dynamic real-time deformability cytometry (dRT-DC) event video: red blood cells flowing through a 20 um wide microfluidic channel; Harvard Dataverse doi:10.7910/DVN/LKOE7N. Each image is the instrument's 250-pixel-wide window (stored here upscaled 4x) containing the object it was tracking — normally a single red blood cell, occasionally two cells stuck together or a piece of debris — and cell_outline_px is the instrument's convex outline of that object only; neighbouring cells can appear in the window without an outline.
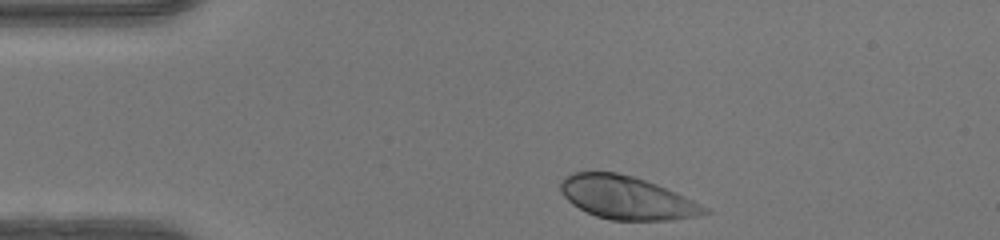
{"species": "human", "species_latin": "Homo sapiens", "temperature_condition": "warm", "stored_images_in_passage": 32, "camera_frame_rate_fps": 3000, "um_per_image_px": 0.085, "donor": {"sex": "female"}, "frame": {"image": 1, "passage_image": 1, "time_ms": 0.0, "image_size_px": [1000, 240], "cell_outline_px": [[712, 212], [696, 216], [672, 220], [612, 220], [596, 216], [572, 204], [560, 192], [560, 180], [564, 176], [572, 172], [616, 172], [632, 176], [656, 184], [676, 192], [708, 208]], "centroid_in_image_um": [53.25, 16.8], "position_along_channel_um": 31.8, "area_um2": 36.01}}
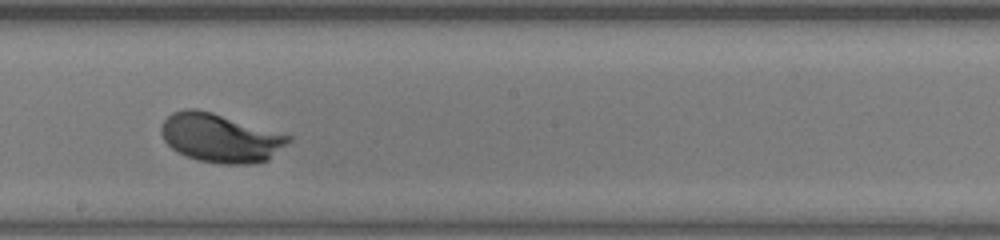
{"frame": {"image": 2, "passage_image": 19, "time_ms": 6.0, "image_size_px": [1000, 240], "cell_outline_px": [[292, 140], [268, 160], [252, 164], [220, 164], [196, 160], [176, 152], [164, 140], [160, 132], [160, 128], [164, 120], [172, 112], [184, 108], [196, 108], [212, 112], [292, 136]], "centroid_in_image_um": [18.71, 11.73], "position_along_channel_um": 229.5, "area_um2": 36.3}}
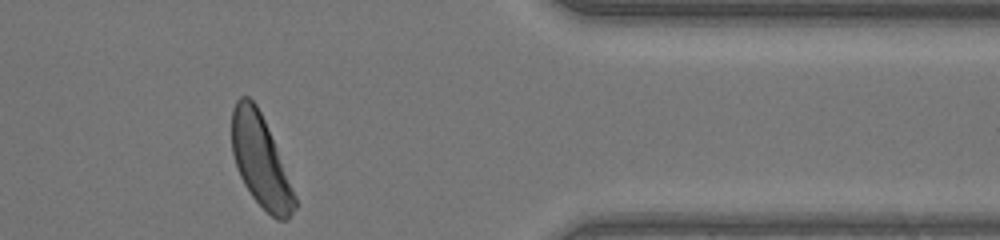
{"frame": {"image": 3, "passage_image": 32, "time_ms": 10.333, "image_size_px": [1000, 240], "cell_outline_px": [[296, 208], [288, 220], [276, 220], [252, 196], [244, 184], [240, 176], [232, 152], [232, 108], [236, 100], [240, 96], [248, 96], [256, 104], [264, 120], [296, 196]], "centroid_in_image_um": [22.13, 13.68], "position_along_channel_um": 389.3, "area_um2": 33.0}, "authors_computed_cell_mechanics": {"area_um2": 35.3736, "velocity_mm_per_s": 4.1821, "shape_relaxation_time_tau1_ms": 1.4093, "shape_relaxation_time_tau2_ms": null, "deformation_change_tau1": 0.1392, "deformation_change_tau2": null}}